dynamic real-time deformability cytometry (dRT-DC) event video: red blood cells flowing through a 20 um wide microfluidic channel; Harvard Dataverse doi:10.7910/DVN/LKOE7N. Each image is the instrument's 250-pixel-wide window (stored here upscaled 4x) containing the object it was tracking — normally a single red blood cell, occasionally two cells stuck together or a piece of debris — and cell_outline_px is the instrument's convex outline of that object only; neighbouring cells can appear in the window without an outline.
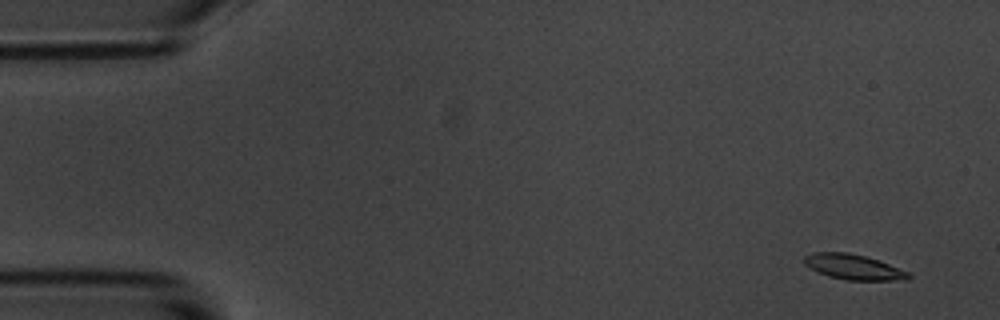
{"species": "common noctule bat (a hibernating species)", "species_latin": "Nyctalus noctula", "temperature_condition": "room temperature", "stored_images_in_passage": 5, "camera_frame_rate_fps": 3000, "um_per_image_px": 0.085, "animal": {"sex": "male", "body_mass_g": 20.1, "forearm_length_mm": 53.5}, "frame": {"image": 1, "passage_image": 1, "time_ms": 0.0, "image_size_px": [1000, 320], "cell_outline_px": [[912, 276], [904, 280], [844, 280], [828, 276], [804, 264], [804, 256], [816, 252], [848, 252], [880, 260], [908, 272]], "centroid_in_image_um": [72.56, 22.69], "position_along_channel_um": 12.4, "area_um2": 15.2}}